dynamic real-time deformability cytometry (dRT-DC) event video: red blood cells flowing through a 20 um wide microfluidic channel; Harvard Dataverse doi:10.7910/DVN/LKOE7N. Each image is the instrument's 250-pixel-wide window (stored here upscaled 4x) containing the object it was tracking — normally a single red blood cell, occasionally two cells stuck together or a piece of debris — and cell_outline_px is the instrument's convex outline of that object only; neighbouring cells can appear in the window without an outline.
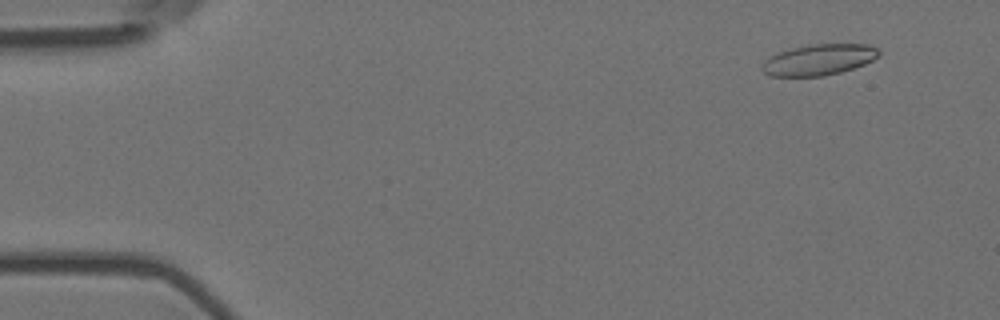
{"species": "Egyptian fruit bat (a non-hibernating species)", "species_latin": "Rousettus aegyptiacus", "temperature_condition": "room temperature", "stored_images_in_passage": 4, "camera_frame_rate_fps": 3000, "um_per_image_px": 0.085, "animal": {"sex": "female"}, "frame": {"image": 1, "passage_image": 1, "time_ms": 0.0, "image_size_px": [1000, 320], "cell_outline_px": [[880, 56], [864, 64], [840, 72], [824, 76], [768, 76], [760, 68], [764, 60], [780, 52], [792, 48], [808, 44], [868, 44], [876, 48], [880, 52]], "centroid_in_image_um": [69.59, 5.08], "position_along_channel_um": 15.4, "area_um2": 21.04}}